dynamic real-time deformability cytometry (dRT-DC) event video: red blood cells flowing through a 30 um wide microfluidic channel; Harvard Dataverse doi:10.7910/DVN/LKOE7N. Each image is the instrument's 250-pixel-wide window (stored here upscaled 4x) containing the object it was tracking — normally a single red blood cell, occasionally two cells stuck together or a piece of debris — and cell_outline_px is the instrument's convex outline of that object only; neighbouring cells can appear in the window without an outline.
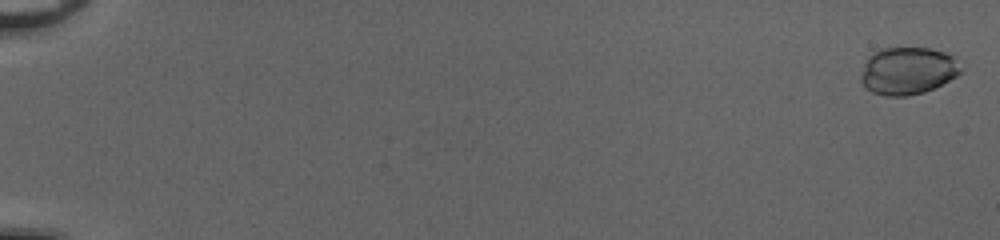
{"species": "common noctule bat (a hibernating species)", "species_latin": "Nyctalus noctula", "temperature_condition": "cold", "stored_images_in_passage": 53, "camera_frame_rate_fps": 3000, "um_per_image_px": 0.085, "animal": {"sex": "female", "body_mass_g": 20.0, "forearm_length_mm": 54.0}, "frame": {"image": 1, "passage_image": 2, "time_ms": 0.333, "image_size_px": [1000, 240], "cell_outline_px": [[960, 72], [956, 76], [924, 92], [904, 96], [888, 96], [872, 92], [864, 88], [860, 80], [860, 76], [864, 64], [868, 56], [872, 52], [884, 48], [928, 48], [944, 52], [952, 56], [960, 68]], "centroid_in_image_um": [77.08, 6.02], "position_along_channel_um": 7.9, "area_um2": 27.34}}
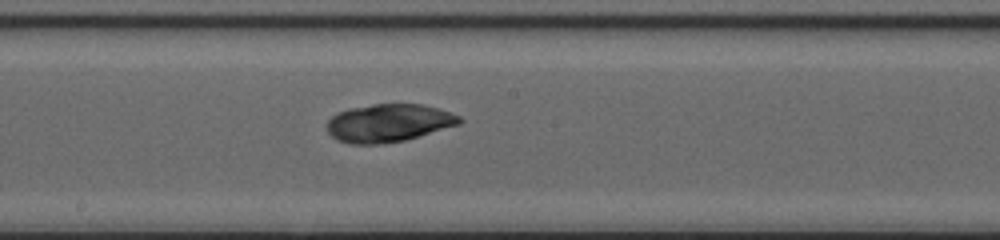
{"frame": {"image": 2, "passage_image": 32, "time_ms": 10.333, "image_size_px": [1000, 240], "cell_outline_px": [[464, 120], [460, 124], [404, 140], [380, 144], [348, 144], [336, 140], [328, 132], [328, 120], [336, 112], [348, 108], [372, 104], [424, 104], [460, 116]], "centroid_in_image_um": [33.0, 10.45], "position_along_channel_um": 215.2, "area_um2": 29.3}}
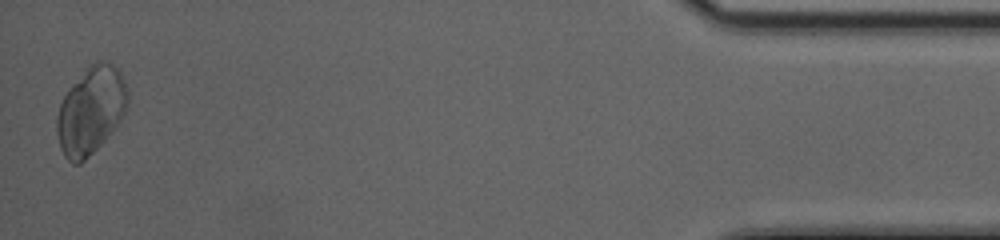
{"frame": {"image": 3, "passage_image": 53, "time_ms": 17.333, "image_size_px": [1000, 240], "cell_outline_px": [[128, 100], [124, 112], [120, 120], [104, 140], [80, 164], [72, 164], [64, 156], [60, 148], [56, 132], [56, 116], [60, 104], [68, 88], [88, 64], [100, 60], [104, 60], [112, 64], [124, 76], [128, 92]], "centroid_in_image_um": [7.7, 9.36], "position_along_channel_um": 427.5, "area_um2": 36.07}, "authors_computed_cell_mechanics": {"area_um2": 29.0156, "velocity_mm_per_s": 4.1089, "shape_relaxation_time_tau1_ms": 2.4796, "shape_relaxation_time_tau2_ms": 1.8829, "deformation_change_tau1": 0.0329, "deformation_change_tau2": 0.0467}}